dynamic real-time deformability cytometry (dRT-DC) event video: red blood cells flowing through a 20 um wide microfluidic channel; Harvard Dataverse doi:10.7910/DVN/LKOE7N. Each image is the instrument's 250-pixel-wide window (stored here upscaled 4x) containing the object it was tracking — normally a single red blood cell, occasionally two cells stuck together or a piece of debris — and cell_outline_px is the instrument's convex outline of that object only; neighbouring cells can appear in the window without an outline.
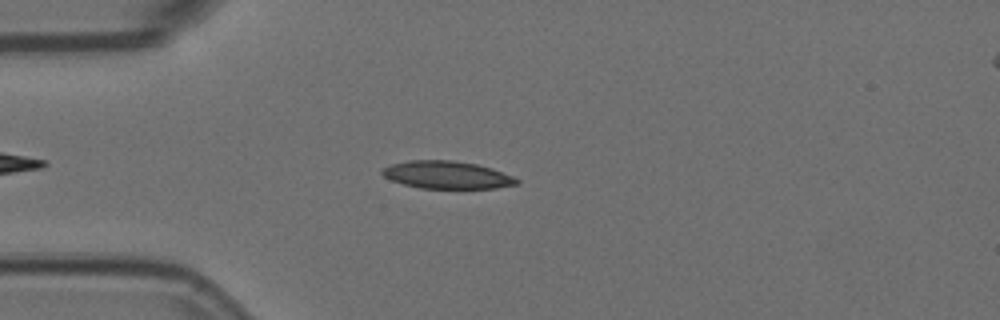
{"species": "Egyptian fruit bat (a non-hibernating species)", "species_latin": "Rousettus aegyptiacus", "temperature_condition": "room temperature", "stored_images_in_passage": 7, "camera_frame_rate_fps": 3000, "um_per_image_px": 0.085, "animal": {"sex": "female"}, "frame": {"image": 1, "passage_image": 4, "time_ms": 1.0, "image_size_px": [1000, 320], "cell_outline_px": [[520, 184], [496, 188], [420, 188], [404, 184], [392, 180], [384, 176], [380, 172], [380, 168], [392, 164], [408, 160], [452, 160], [476, 164], [492, 168], [512, 176], [520, 180]], "centroid_in_image_um": [37.99, 14.86], "position_along_channel_um": 47.0, "area_um2": 21.68}}
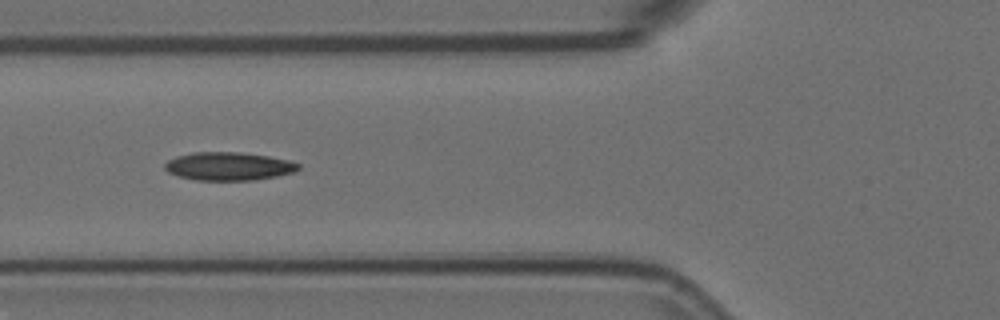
{"frame": {"image": 2, "passage_image": 6, "time_ms": 1.667, "image_size_px": [1000, 320], "cell_outline_px": [[300, 168], [292, 172], [276, 176], [252, 180], [196, 180], [180, 176], [168, 172], [164, 168], [164, 164], [168, 160], [176, 156], [192, 152], [240, 152], [268, 156], [288, 160], [300, 164]], "centroid_in_image_um": [19.41, 14.12], "position_along_channel_um": 106.4, "area_um2": 21.85}}
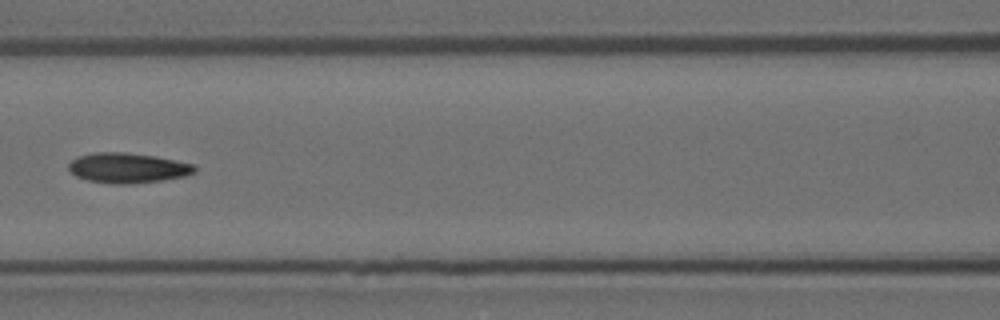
{"frame": {"image": 3, "passage_image": 7, "time_ms": 2.0, "image_size_px": [1000, 320], "cell_outline_px": [[196, 172], [184, 176], [164, 180], [128, 184], [112, 184], [88, 180], [76, 176], [68, 168], [68, 164], [72, 160], [80, 156], [96, 152], [124, 152], [156, 156], [196, 164]], "centroid_in_image_um": [10.89, 14.27], "position_along_channel_um": 155.7, "area_um2": 22.14}}